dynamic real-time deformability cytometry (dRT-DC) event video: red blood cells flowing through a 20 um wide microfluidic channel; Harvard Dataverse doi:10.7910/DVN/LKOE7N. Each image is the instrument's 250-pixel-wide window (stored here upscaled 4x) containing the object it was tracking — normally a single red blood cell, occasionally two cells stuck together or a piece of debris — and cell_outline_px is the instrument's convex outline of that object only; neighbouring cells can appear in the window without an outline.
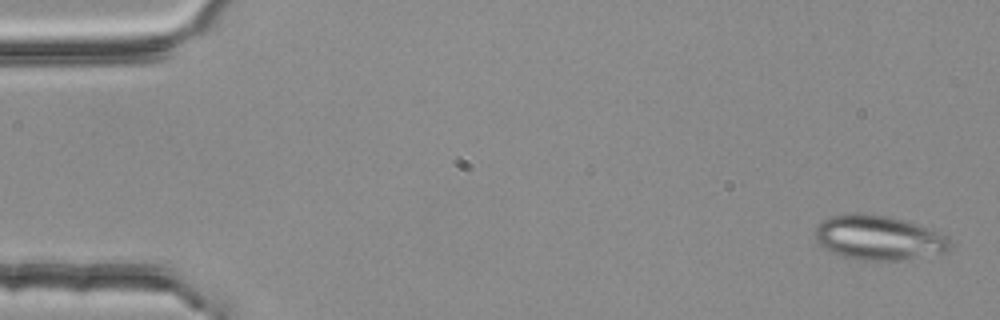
{"species": "common noctule bat (a hibernating species)", "species_latin": "Nyctalus noctula", "temperature_condition": "room temperature", "stored_images_in_passage": 4, "camera_frame_rate_fps": 3000, "um_per_image_px": 0.085, "animal": {"sex": "female", "body_mass_g": 25.1}, "frame": {"image": 1, "passage_image": 1, "time_ms": 0.0, "image_size_px": [1000, 320], "cell_outline_px": [[948, 248], [944, 252], [896, 260], [860, 260], [840, 256], [824, 248], [816, 240], [816, 228], [824, 220], [832, 216], [852, 212], [856, 212], [888, 216], [904, 220], [940, 232], [948, 236]], "centroid_in_image_um": [74.64, 20.19], "position_along_channel_um": 10.4, "area_um2": 34.56}}